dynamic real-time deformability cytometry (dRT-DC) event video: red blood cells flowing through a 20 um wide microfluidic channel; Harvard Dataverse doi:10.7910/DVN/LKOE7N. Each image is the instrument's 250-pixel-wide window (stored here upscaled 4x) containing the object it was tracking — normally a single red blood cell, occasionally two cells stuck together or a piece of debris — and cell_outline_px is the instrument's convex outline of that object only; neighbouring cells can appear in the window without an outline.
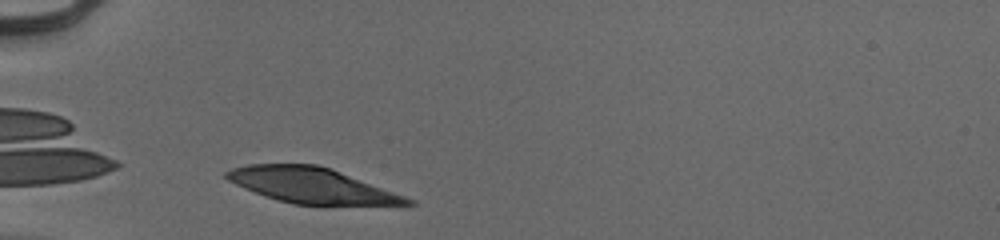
{"species": "human", "species_latin": "Homo sapiens", "temperature_condition": "cold", "stored_images_in_passage": 29, "camera_frame_rate_fps": 3000, "um_per_image_px": 0.085, "donor": {"sex": "male"}, "frame": {"image": 1, "passage_image": 1, "time_ms": 0.0, "image_size_px": [1000, 240], "cell_outline_px": [[416, 204], [292, 204], [264, 196], [244, 188], [228, 180], [224, 176], [224, 172], [232, 168], [248, 164], [316, 164], [328, 168], [416, 200]], "centroid_in_image_um": [26.41, 15.75], "position_along_channel_um": 58.6, "area_um2": 36.41}}
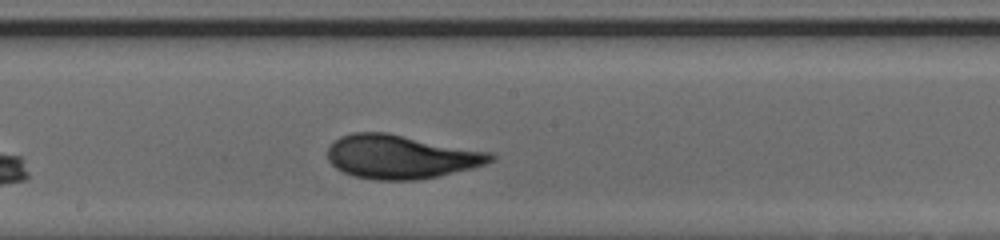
{"frame": {"image": 2, "passage_image": 14, "time_ms": 4.333, "image_size_px": [1000, 240], "cell_outline_px": [[496, 160], [472, 168], [420, 180], [372, 180], [352, 176], [336, 168], [328, 160], [328, 148], [340, 136], [352, 132], [388, 132], [492, 152], [496, 156]], "centroid_in_image_um": [34.09, 13.32], "position_along_channel_um": 214.1, "area_um2": 41.91}}
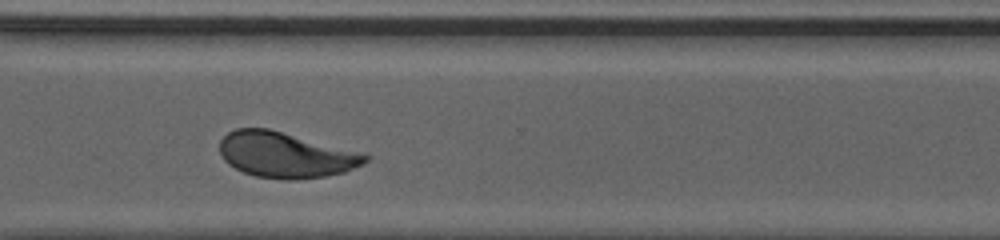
{"frame": {"image": 3, "passage_image": 24, "time_ms": 7.667, "image_size_px": [1000, 240], "cell_outline_px": [[372, 156], [364, 164], [344, 172], [324, 176], [296, 180], [284, 180], [256, 176], [244, 172], [228, 164], [220, 156], [220, 140], [228, 132], [236, 128], [268, 128], [368, 152]], "centroid_in_image_um": [24.36, 13.15], "position_along_channel_um": 346.2, "area_um2": 39.48}, "authors_computed_cell_mechanics": {"area_um2": 40.0554, "velocity_mm_per_s": 3.9424, "shape_relaxation_time_tau1_ms": 3.1952, "shape_relaxation_time_tau2_ms": 0.7494, "deformation_change_tau1": 0.166, "deformation_change_tau2": 0.0354}}